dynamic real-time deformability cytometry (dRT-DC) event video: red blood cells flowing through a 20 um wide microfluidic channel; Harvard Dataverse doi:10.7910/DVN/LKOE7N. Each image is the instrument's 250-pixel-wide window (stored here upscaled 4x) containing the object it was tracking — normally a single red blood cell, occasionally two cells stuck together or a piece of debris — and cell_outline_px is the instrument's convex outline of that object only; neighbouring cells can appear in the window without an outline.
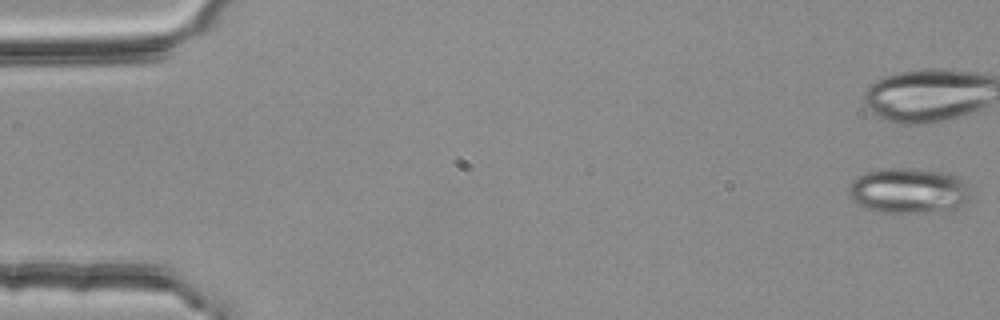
{"species": "common noctule bat (a hibernating species)", "species_latin": "Nyctalus noctula", "temperature_condition": "room temperature", "stored_images_in_passage": 40, "camera_frame_rate_fps": 3000, "um_per_image_px": 0.085, "animal": {"sex": "female", "body_mass_g": 25.1}, "frame": {"image": 1, "passage_image": 1, "time_ms": 0.0, "image_size_px": [1000, 320], "cell_outline_px": [[972, 196], [968, 204], [956, 208], [924, 212], [876, 212], [864, 208], [852, 200], [848, 196], [848, 188], [852, 180], [856, 176], [864, 172], [884, 168], [908, 168], [948, 172], [960, 176], [968, 184]], "centroid_in_image_um": [77.26, 16.19], "position_along_channel_um": 7.7, "area_um2": 33.0}}